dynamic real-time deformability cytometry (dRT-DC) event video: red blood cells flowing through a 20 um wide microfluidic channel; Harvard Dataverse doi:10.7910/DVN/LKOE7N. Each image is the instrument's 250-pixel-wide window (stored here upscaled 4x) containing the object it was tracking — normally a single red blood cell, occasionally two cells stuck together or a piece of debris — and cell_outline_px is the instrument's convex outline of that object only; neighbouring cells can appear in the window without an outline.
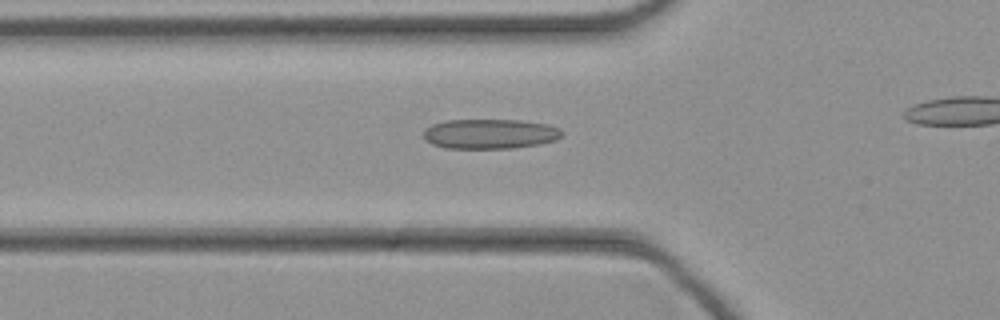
{"species": "common noctule bat (a hibernating species)", "species_latin": "Nyctalus noctula", "temperature_condition": "cold", "stored_images_in_passage": 34, "camera_frame_rate_fps": 3000, "um_per_image_px": 0.085, "animal": {"sex": "female", "body_mass_g": 21.9}, "frame": {"image": 1, "passage_image": 13, "time_ms": 4.0, "image_size_px": [1000, 320], "cell_outline_px": [[564, 132], [556, 140], [536, 144], [512, 148], [448, 148], [432, 144], [424, 136], [424, 128], [432, 124], [448, 120], [520, 120], [548, 124], [560, 128]], "centroid_in_image_um": [41.66, 11.37], "position_along_channel_um": 84.1, "area_um2": 23.93}}
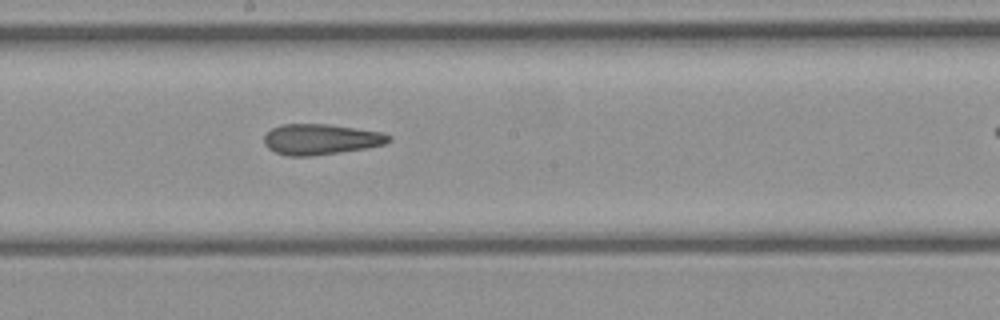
{"frame": {"image": 2, "passage_image": 22, "time_ms": 7.0, "image_size_px": [1000, 320], "cell_outline_px": [[392, 140], [384, 144], [368, 148], [312, 156], [288, 156], [276, 152], [268, 148], [264, 144], [264, 136], [272, 128], [280, 124], [328, 124], [384, 132], [392, 136]], "centroid_in_image_um": [27.29, 11.84], "position_along_channel_um": 220.9, "area_um2": 22.43}}
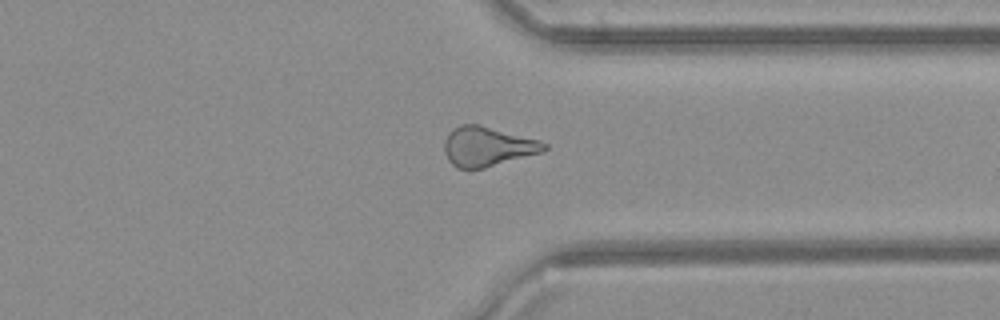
{"frame": {"image": 3, "passage_image": 32, "time_ms": 10.333, "image_size_px": [1000, 320], "cell_outline_px": [[548, 148], [544, 152], [484, 168], [468, 172], [456, 168], [448, 160], [444, 152], [444, 140], [448, 132], [452, 128], [460, 124], [480, 124], [540, 140], [548, 144]], "centroid_in_image_um": [41.41, 12.47], "position_along_channel_um": 370.0, "area_um2": 23.76}}